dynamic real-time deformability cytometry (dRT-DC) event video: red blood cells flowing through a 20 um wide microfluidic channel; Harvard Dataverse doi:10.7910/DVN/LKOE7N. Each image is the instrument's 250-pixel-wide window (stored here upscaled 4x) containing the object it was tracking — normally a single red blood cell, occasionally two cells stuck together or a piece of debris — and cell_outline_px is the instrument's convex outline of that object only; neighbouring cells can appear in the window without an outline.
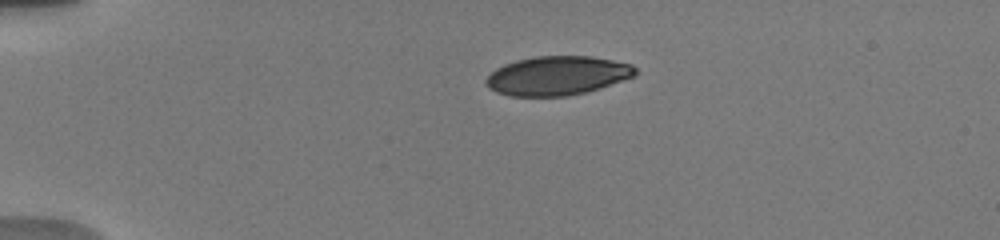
{"species": "human", "species_latin": "Homo sapiens", "temperature_condition": "warm", "stored_images_in_passage": 10, "camera_frame_rate_fps": 3000, "um_per_image_px": 0.085, "donor": {"sex": "male"}, "frame": {"image": 1, "passage_image": 1, "time_ms": 0.0, "image_size_px": [1000, 240], "cell_outline_px": [[636, 76], [600, 88], [568, 96], [508, 96], [496, 92], [488, 88], [484, 80], [496, 68], [504, 64], [516, 60], [536, 56], [592, 56], [632, 64], [636, 68]], "centroid_in_image_um": [47.36, 6.43], "position_along_channel_um": 37.6, "area_um2": 34.1}}
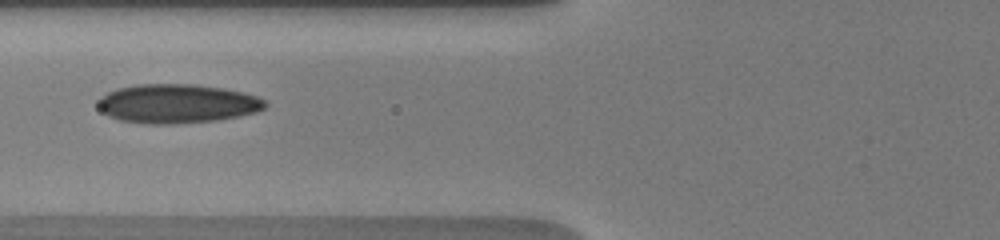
{"frame": {"image": 2, "passage_image": 7, "time_ms": 3.333, "image_size_px": [1000, 240], "cell_outline_px": [[268, 104], [264, 108], [256, 112], [240, 116], [216, 120], [172, 124], [152, 124], [120, 120], [108, 116], [100, 108], [100, 96], [108, 92], [120, 88], [136, 84], [196, 84], [224, 88], [256, 96], [264, 100]], "centroid_in_image_um": [15.08, 8.81], "position_along_channel_um": 110.7, "area_um2": 37.8}}
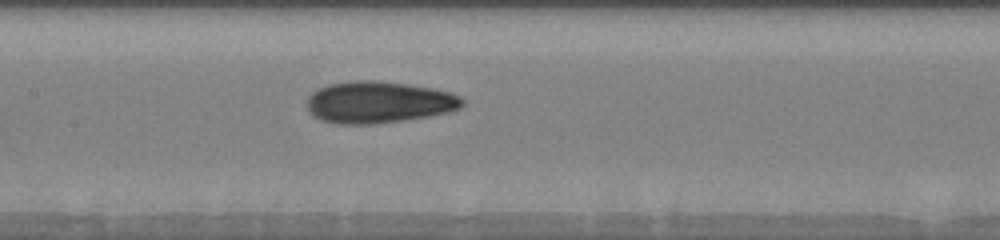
{"frame": {"image": 3, "passage_image": 10, "time_ms": 5.0, "image_size_px": [1000, 240], "cell_outline_px": [[464, 104], [460, 108], [448, 112], [428, 116], [404, 120], [372, 124], [336, 124], [320, 120], [312, 116], [308, 112], [308, 96], [312, 92], [320, 88], [332, 84], [356, 80], [372, 80], [404, 84], [432, 88], [448, 92], [460, 96], [464, 100]], "centroid_in_image_um": [32.17, 8.7], "position_along_channel_um": 175.2, "area_um2": 37.63}}